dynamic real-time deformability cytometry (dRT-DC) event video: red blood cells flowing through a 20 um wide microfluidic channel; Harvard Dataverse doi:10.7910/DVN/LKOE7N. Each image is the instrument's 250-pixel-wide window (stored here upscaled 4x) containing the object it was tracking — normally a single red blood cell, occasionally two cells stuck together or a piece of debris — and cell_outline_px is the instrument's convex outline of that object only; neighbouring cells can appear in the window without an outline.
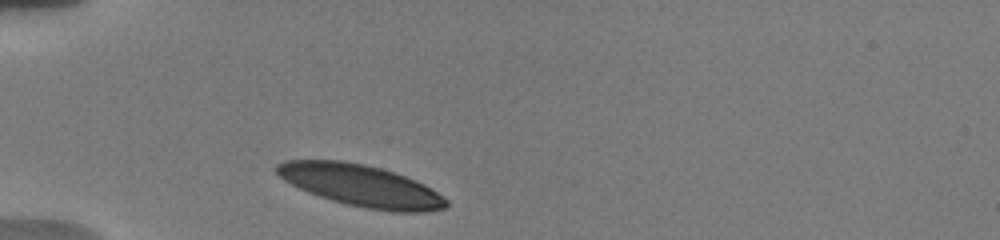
{"species": "human", "species_latin": "Homo sapiens", "temperature_condition": "warm", "stored_images_in_passage": 13, "camera_frame_rate_fps": 3000, "um_per_image_px": 0.085, "donor": {"sex": "male"}, "frame": {"image": 1, "passage_image": 1, "time_ms": 0.0, "image_size_px": [1000, 240], "cell_outline_px": [[448, 208], [424, 212], [392, 212], [364, 208], [332, 200], [308, 192], [284, 180], [276, 172], [276, 164], [284, 160], [340, 160], [364, 164], [380, 168], [416, 180], [432, 188], [448, 200]], "centroid_in_image_um": [30.71, 15.78], "position_along_channel_um": 54.3, "area_um2": 41.15}}
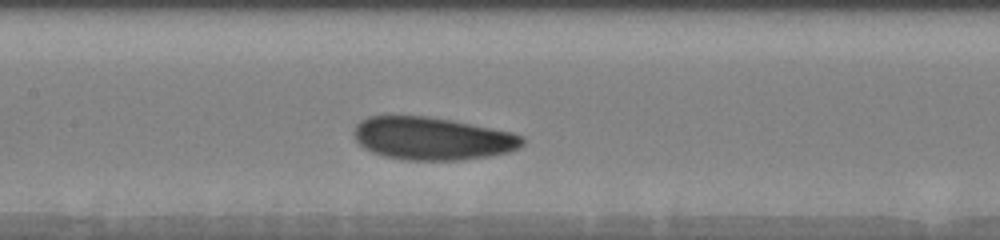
{"frame": {"image": 2, "passage_image": 10, "time_ms": 3.667, "image_size_px": [1000, 240], "cell_outline_px": [[524, 144], [508, 152], [488, 156], [456, 160], [404, 160], [384, 156], [372, 152], [364, 148], [356, 140], [356, 124], [360, 120], [368, 116], [428, 116], [452, 120], [512, 132], [520, 136], [524, 140]], "centroid_in_image_um": [36.73, 11.77], "position_along_channel_um": 170.7, "area_um2": 41.73}}
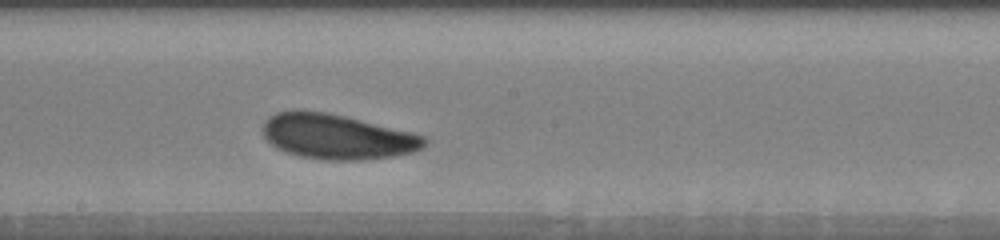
{"frame": {"image": 3, "passage_image": 13, "time_ms": 5.0, "image_size_px": [1000, 240], "cell_outline_px": [[428, 140], [420, 148], [412, 152], [392, 156], [364, 160], [324, 160], [300, 156], [276, 148], [264, 136], [264, 120], [268, 116], [276, 112], [324, 112], [344, 116], [412, 132], [424, 136]], "centroid_in_image_um": [28.66, 11.63], "position_along_channel_um": 219.5, "area_um2": 41.67}}